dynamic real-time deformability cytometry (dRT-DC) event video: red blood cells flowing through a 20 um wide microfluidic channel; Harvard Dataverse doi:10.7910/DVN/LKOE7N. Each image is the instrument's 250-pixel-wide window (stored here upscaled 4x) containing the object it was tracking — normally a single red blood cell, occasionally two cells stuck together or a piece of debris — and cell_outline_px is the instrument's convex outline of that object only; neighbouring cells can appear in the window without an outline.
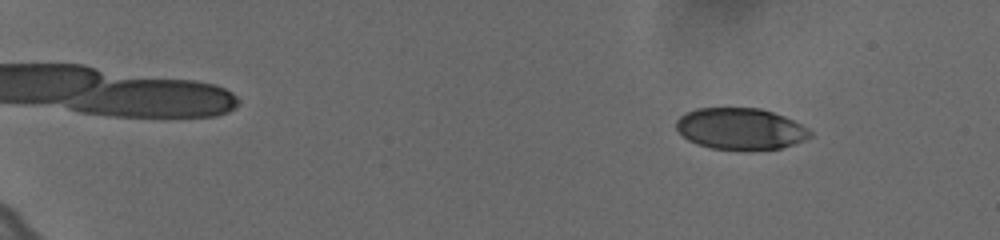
{"species": "human", "species_latin": "Homo sapiens", "temperature_condition": "cold", "stored_images_in_passage": 60, "camera_frame_rate_fps": 3000, "um_per_image_px": 0.085, "donor": {"sex": "female"}, "frame": {"image": 1, "passage_image": 8, "time_ms": 2.333, "image_size_px": [1000, 240], "cell_outline_px": [[812, 136], [804, 140], [780, 148], [708, 148], [696, 144], [688, 140], [676, 128], [676, 120], [684, 112], [696, 108], [760, 108], [784, 116], [808, 128], [812, 132]], "centroid_in_image_um": [62.9, 10.92], "position_along_channel_um": 22.1, "area_um2": 31.91}}
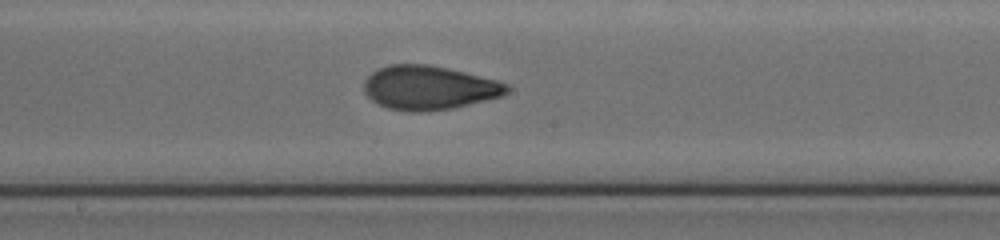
{"frame": {"image": 2, "passage_image": 36, "time_ms": 11.667, "image_size_px": [1000, 240], "cell_outline_px": [[512, 88], [504, 96], [452, 108], [420, 112], [408, 112], [388, 108], [372, 100], [364, 92], [364, 80], [372, 72], [388, 64], [428, 64], [448, 68], [496, 80], [508, 84]], "centroid_in_image_um": [36.48, 7.45], "position_along_channel_um": 211.7, "area_um2": 36.7}}
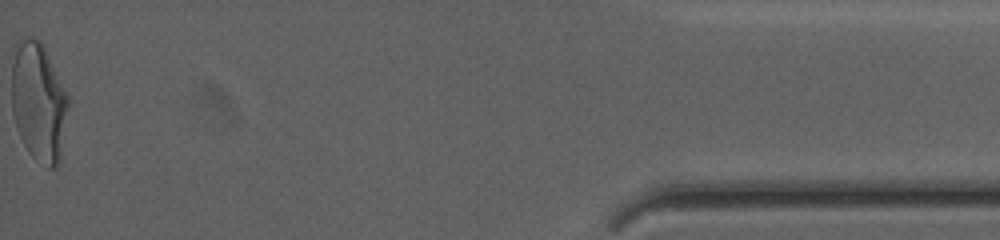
{"frame": {"image": 3, "passage_image": 60, "time_ms": 19.667, "image_size_px": [1000, 240], "cell_outline_px": [[68, 104], [60, 160], [56, 168], [48, 168], [36, 160], [28, 152], [20, 136], [12, 112], [12, 64], [16, 40], [20, 36], [28, 36], [40, 40], [44, 44], [68, 96]], "centroid_in_image_um": [3.27, 8.61], "position_along_channel_um": 431.9, "area_um2": 39.48}, "authors_computed_cell_mechanics": {"area_um2": 35.1713, "velocity_mm_per_s": 3.6382, "shape_relaxation_time_tau1_ms": 6.1662, "shape_relaxation_time_tau2_ms": 1.3048, "deformation_change_tau1": 0.1954, "deformation_change_tau2": 0.0761}}